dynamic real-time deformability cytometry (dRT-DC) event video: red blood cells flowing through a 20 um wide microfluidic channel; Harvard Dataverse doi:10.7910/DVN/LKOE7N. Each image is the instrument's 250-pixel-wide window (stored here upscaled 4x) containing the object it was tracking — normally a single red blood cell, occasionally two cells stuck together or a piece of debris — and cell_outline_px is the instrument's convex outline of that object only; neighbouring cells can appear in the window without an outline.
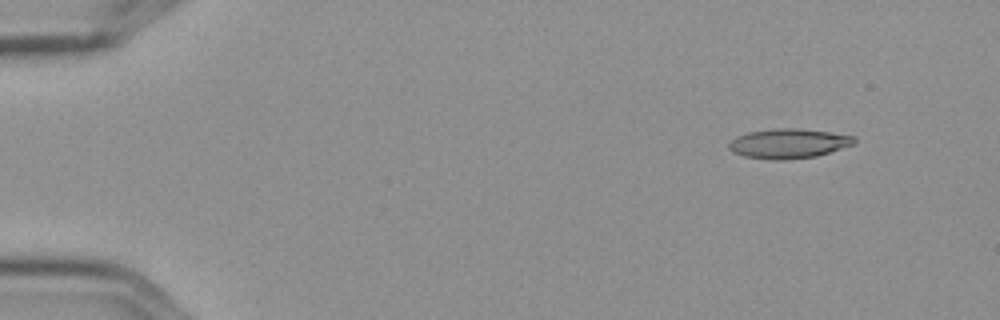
{"species": "Egyptian fruit bat (a non-hibernating species)", "species_latin": "Rousettus aegyptiacus", "temperature_condition": "cold", "stored_images_in_passage": 5, "camera_frame_rate_fps": 3000, "um_per_image_px": 0.085, "frame": {"image": 1, "passage_image": 1, "time_ms": 0.0, "image_size_px": [1000, 320], "cell_outline_px": [[856, 144], [816, 156], [784, 160], [768, 160], [744, 156], [732, 152], [728, 148], [728, 144], [736, 136], [748, 132], [776, 128], [796, 128], [828, 132], [852, 136], [856, 140]], "centroid_in_image_um": [66.99, 12.2], "position_along_channel_um": 18.0, "area_um2": 21.68}}
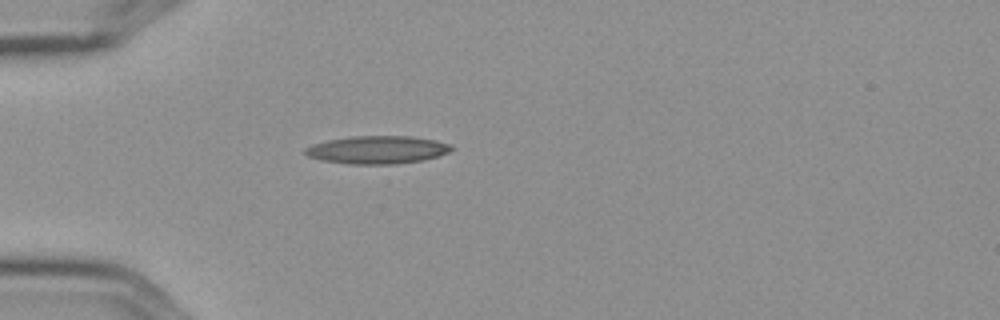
{"frame": {"image": 2, "passage_image": 4, "time_ms": 1.0, "image_size_px": [1000, 320], "cell_outline_px": [[456, 148], [440, 156], [424, 160], [392, 164], [348, 164], [320, 160], [308, 156], [304, 152], [304, 148], [312, 144], [328, 140], [352, 136], [412, 136], [436, 140], [452, 144]], "centroid_in_image_um": [32.11, 12.73], "position_along_channel_um": 52.9, "area_um2": 24.04}}